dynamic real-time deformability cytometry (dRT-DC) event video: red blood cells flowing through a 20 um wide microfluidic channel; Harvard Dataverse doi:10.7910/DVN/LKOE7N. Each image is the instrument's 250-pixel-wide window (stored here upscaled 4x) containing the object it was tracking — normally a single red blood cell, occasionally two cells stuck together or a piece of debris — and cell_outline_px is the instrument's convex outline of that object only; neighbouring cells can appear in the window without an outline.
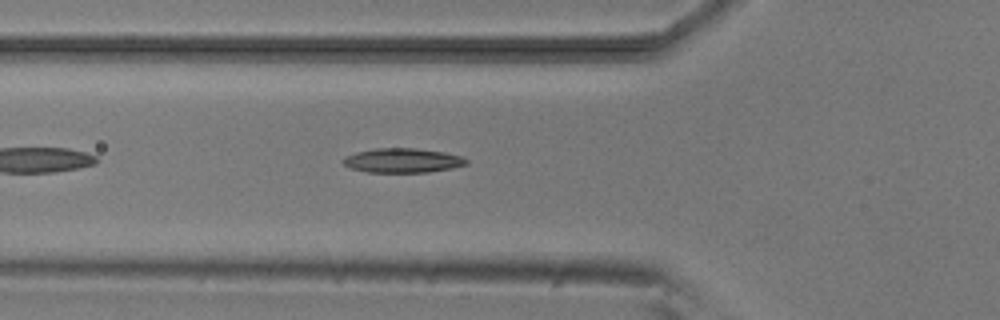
{"species": "common noctule bat (a hibernating species)", "species_latin": "Nyctalus noctula", "temperature_condition": "room temperature", "stored_images_in_passage": 5, "camera_frame_rate_fps": 3000, "um_per_image_px": 0.085, "animal": {"sex": "male", "body_mass_g": 20.5, "forearm_length_mm": 52.5}, "frame": {"image": 1, "passage_image": 5, "time_ms": 5.333, "image_size_px": [1000, 320], "cell_outline_px": [[468, 164], [452, 168], [428, 172], [368, 172], [352, 168], [344, 164], [340, 160], [344, 156], [356, 152], [376, 148], [416, 148], [444, 152], [460, 156], [468, 160]], "centroid_in_image_um": [34.2, 13.63], "position_along_channel_um": 91.6, "area_um2": 17.51}}